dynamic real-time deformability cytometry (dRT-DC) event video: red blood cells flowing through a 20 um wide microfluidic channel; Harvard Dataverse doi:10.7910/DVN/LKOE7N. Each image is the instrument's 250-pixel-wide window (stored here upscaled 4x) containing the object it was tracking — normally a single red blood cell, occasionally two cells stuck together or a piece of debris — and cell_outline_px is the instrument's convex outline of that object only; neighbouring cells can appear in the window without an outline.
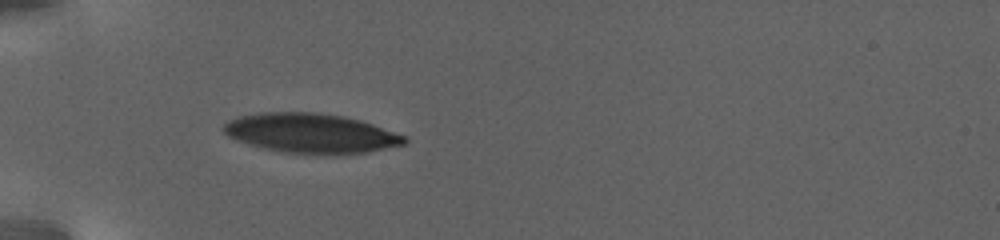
{"species": "human", "species_latin": "Homo sapiens", "temperature_condition": "warm", "stored_images_in_passage": 33, "camera_frame_rate_fps": 3000, "um_per_image_px": 0.085, "donor": {"sex": "female"}, "frame": {"image": 1, "passage_image": 1, "time_ms": 0.0, "image_size_px": [1000, 240], "cell_outline_px": [[408, 140], [404, 144], [368, 152], [332, 156], [324, 156], [280, 152], [248, 144], [236, 140], [228, 136], [224, 132], [224, 124], [240, 116], [260, 112], [312, 112], [344, 116], [360, 120], [372, 124], [404, 136]], "centroid_in_image_um": [26.43, 11.35], "position_along_channel_um": 58.6, "area_um2": 41.96}}
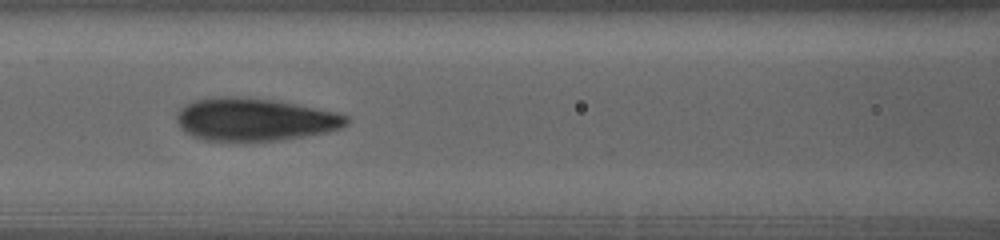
{"frame": {"image": 2, "passage_image": 24, "time_ms": 3.667, "image_size_px": [1000, 240], "cell_outline_px": [[348, 124], [340, 128], [328, 132], [280, 140], [244, 144], [204, 140], [192, 136], [184, 132], [180, 128], [176, 120], [176, 116], [180, 108], [184, 104], [192, 100], [212, 96], [236, 96], [280, 100], [336, 112], [348, 116]], "centroid_in_image_um": [21.59, 10.17], "position_along_channel_um": 145.0, "area_um2": 43.81}}
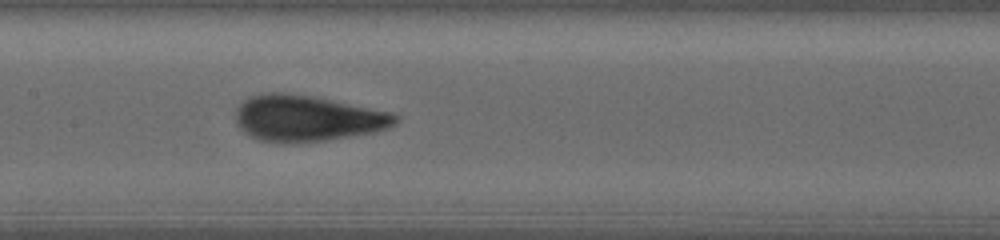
{"frame": {"image": 3, "passage_image": 32, "time_ms": 5.0, "image_size_px": [1000, 240], "cell_outline_px": [[400, 120], [396, 124], [376, 132], [328, 140], [296, 144], [280, 144], [260, 140], [244, 132], [236, 124], [236, 108], [248, 96], [268, 92], [280, 92], [312, 96], [392, 112], [400, 116]], "centroid_in_image_um": [26.11, 10.07], "position_along_channel_um": 181.3, "area_um2": 43.47}}